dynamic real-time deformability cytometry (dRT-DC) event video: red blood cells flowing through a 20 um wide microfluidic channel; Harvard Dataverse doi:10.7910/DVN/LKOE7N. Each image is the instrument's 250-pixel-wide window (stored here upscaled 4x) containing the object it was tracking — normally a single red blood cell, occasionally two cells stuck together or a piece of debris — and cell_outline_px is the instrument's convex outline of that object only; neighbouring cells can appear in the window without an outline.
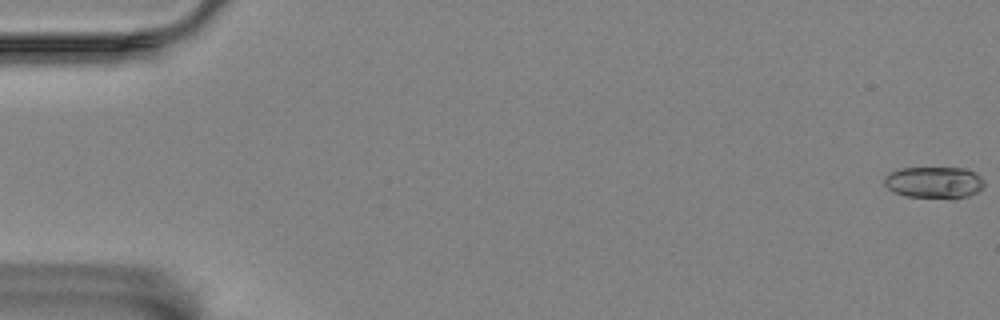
{"species": "Egyptian fruit bat (a non-hibernating species)", "species_latin": "Rousettus aegyptiacus", "temperature_condition": "room temperature", "stored_images_in_passage": 56, "camera_frame_rate_fps": 3000, "um_per_image_px": 0.085, "animal": {"sex": "female"}, "frame": {"image": 1, "passage_image": 1, "time_ms": 0.0, "image_size_px": [1000, 320], "cell_outline_px": [[984, 188], [968, 196], [952, 200], [904, 196], [888, 188], [884, 184], [884, 176], [888, 172], [900, 168], [968, 168], [976, 172], [984, 180]], "centroid_in_image_um": [79.43, 15.52], "position_along_channel_um": 5.6, "area_um2": 19.02}}
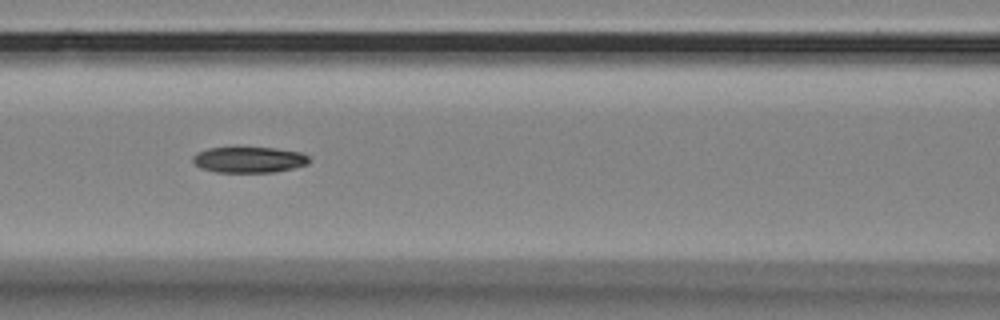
{"frame": {"image": 2, "passage_image": 26, "time_ms": 8.333, "image_size_px": [1000, 320], "cell_outline_px": [[308, 164], [292, 168], [272, 172], [216, 172], [200, 168], [192, 160], [192, 156], [196, 152], [208, 148], [276, 148], [300, 152], [308, 156]], "centroid_in_image_um": [21.13, 13.58], "position_along_channel_um": 145.5, "area_um2": 17.4}}
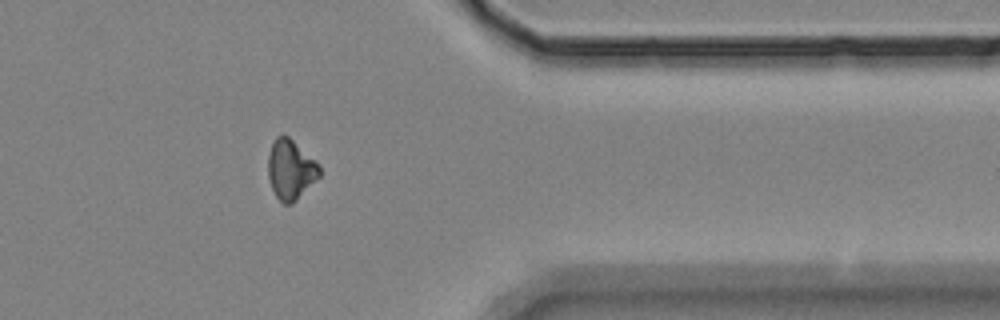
{"frame": {"image": 3, "passage_image": 48, "time_ms": 15.667, "image_size_px": [1000, 320], "cell_outline_px": [[320, 176], [292, 204], [284, 204], [276, 196], [272, 188], [268, 176], [268, 156], [272, 144], [276, 136], [288, 136], [320, 164]], "centroid_in_image_um": [24.71, 14.42], "position_along_channel_um": 386.7, "area_um2": 17.74}}